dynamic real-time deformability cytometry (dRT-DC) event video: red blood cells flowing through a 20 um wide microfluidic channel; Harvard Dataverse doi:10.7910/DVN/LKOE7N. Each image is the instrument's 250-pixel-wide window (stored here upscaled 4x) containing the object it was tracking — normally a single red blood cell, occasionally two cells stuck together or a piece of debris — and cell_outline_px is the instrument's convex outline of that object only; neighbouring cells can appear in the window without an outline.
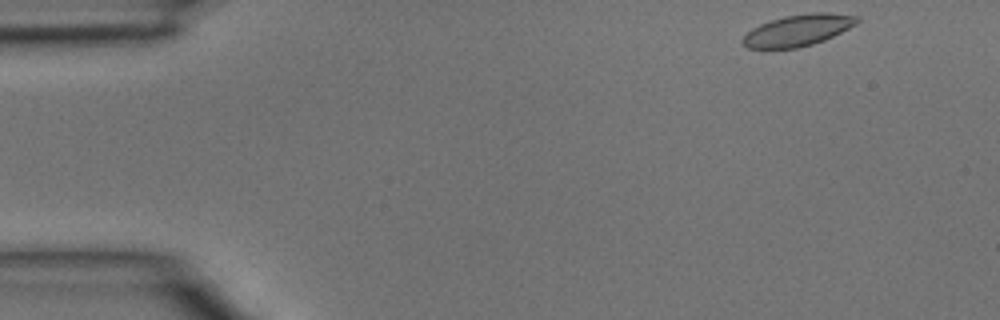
{"species": "common noctule bat (a hibernating species)", "species_latin": "Nyctalus noctula", "temperature_condition": "room temperature", "stored_images_in_passage": 4, "segment_of_instrument_passage": [2, 2], "camera_frame_rate_fps": 3000, "um_per_image_px": 0.085, "animal": {"sex": "male", "body_mass_g": 15.6}, "frame": {"image": 1, "passage_image": 4, "time_ms": 1.0, "image_size_px": [1000, 320], "cell_outline_px": [[860, 20], [856, 24], [824, 40], [812, 44], [796, 48], [748, 48], [740, 44], [740, 40], [752, 28], [760, 24], [784, 16], [812, 12], [824, 12], [860, 16]], "centroid_in_image_um": [67.81, 2.57], "position_along_channel_um": 17.2, "area_um2": 20.87}}